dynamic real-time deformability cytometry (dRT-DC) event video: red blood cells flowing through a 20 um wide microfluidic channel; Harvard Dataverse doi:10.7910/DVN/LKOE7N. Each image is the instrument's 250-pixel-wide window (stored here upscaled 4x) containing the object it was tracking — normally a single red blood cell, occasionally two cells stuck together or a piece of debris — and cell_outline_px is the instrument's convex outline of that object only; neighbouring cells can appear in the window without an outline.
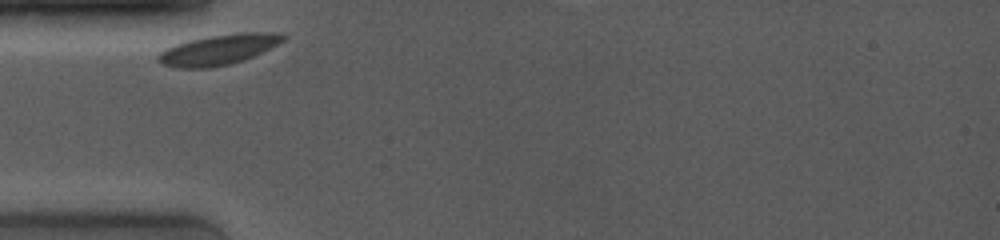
{"species": "common noctule bat (a hibernating species)", "species_latin": "Nyctalus noctula", "temperature_condition": "room temperature", "stored_images_in_passage": 3, "camera_frame_rate_fps": 4000, "um_per_image_px": 0.085, "animal": {"sex": "female", "body_mass_g": 19.0, "forearm_length_mm": 53.3}, "frame": {"image": 1, "passage_image": 1, "time_ms": 0.0, "image_size_px": [1000, 240], "cell_outline_px": [[288, 36], [284, 40], [244, 60], [228, 64], [208, 68], [180, 68], [164, 64], [156, 60], [156, 56], [160, 52], [176, 44], [188, 40], [208, 36], [240, 32], [280, 32]], "centroid_in_image_um": [18.57, 4.2], "position_along_channel_um": 66.4, "area_um2": 21.91}}